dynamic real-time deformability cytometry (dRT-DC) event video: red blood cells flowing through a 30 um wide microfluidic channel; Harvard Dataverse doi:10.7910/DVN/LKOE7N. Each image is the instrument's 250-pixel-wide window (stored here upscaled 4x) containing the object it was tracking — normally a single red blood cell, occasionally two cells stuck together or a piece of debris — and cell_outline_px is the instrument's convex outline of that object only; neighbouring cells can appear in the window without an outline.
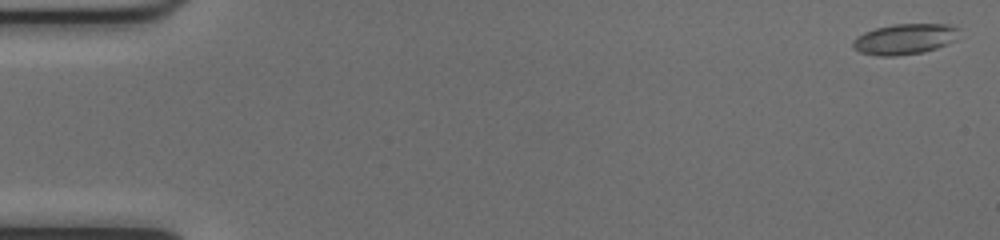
{"species": "common noctule bat (a hibernating species)", "species_latin": "Nyctalus noctula", "temperature_condition": "cold", "stored_images_in_passage": 52, "camera_frame_rate_fps": 3000, "um_per_image_px": 0.085, "animal": {"sex": "female", "body_mass_g": 17.0, "forearm_length_mm": 48.0}, "frame": {"image": 1, "passage_image": 2, "time_ms": 0.333, "image_size_px": [1000, 240], "cell_outline_px": [[960, 28], [956, 40], [948, 44], [924, 52], [896, 56], [876, 56], [860, 52], [852, 48], [852, 40], [856, 36], [864, 32], [876, 28], [892, 24], [948, 24]], "centroid_in_image_um": [76.89, 3.32], "position_along_channel_um": 8.1, "area_um2": 19.25}}
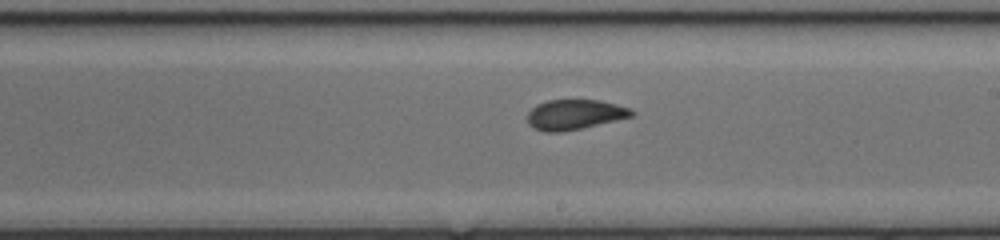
{"frame": {"image": 2, "passage_image": 31, "time_ms": 10.0, "image_size_px": [1000, 240], "cell_outline_px": [[636, 112], [632, 116], [616, 120], [580, 128], [560, 132], [544, 132], [528, 124], [528, 112], [536, 104], [548, 100], [600, 100], [632, 108]], "centroid_in_image_um": [48.86, 9.72], "position_along_channel_um": 240.1, "area_um2": 18.15}}
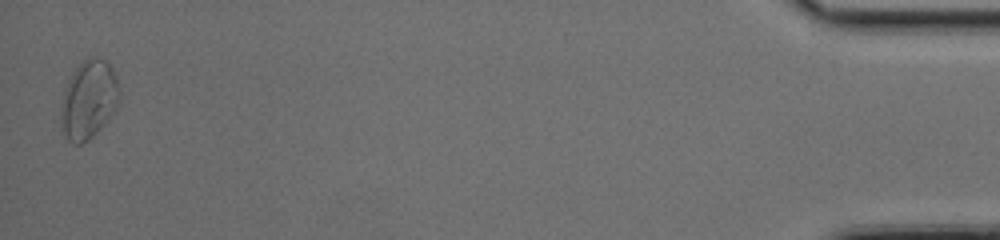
{"frame": {"image": 3, "passage_image": 52, "time_ms": 17.0, "image_size_px": [1000, 240], "cell_outline_px": [[120, 100], [116, 108], [100, 128], [88, 140], [80, 144], [76, 144], [68, 140], [64, 132], [60, 116], [60, 112], [64, 88], [72, 72], [84, 60], [92, 56], [104, 60], [112, 68], [116, 76], [120, 92]], "centroid_in_image_um": [7.54, 8.45], "position_along_channel_um": 427.7, "area_um2": 26.53}, "authors_computed_cell_mechanics": {"area_um2": 18.9873, "velocity_mm_per_s": 4.0252, "shape_relaxation_time_tau1_ms": 4.9802, "shape_relaxation_time_tau2_ms": 1.4116, "deformation_change_tau1": 0.15, "deformation_change_tau2": 0.0719}}